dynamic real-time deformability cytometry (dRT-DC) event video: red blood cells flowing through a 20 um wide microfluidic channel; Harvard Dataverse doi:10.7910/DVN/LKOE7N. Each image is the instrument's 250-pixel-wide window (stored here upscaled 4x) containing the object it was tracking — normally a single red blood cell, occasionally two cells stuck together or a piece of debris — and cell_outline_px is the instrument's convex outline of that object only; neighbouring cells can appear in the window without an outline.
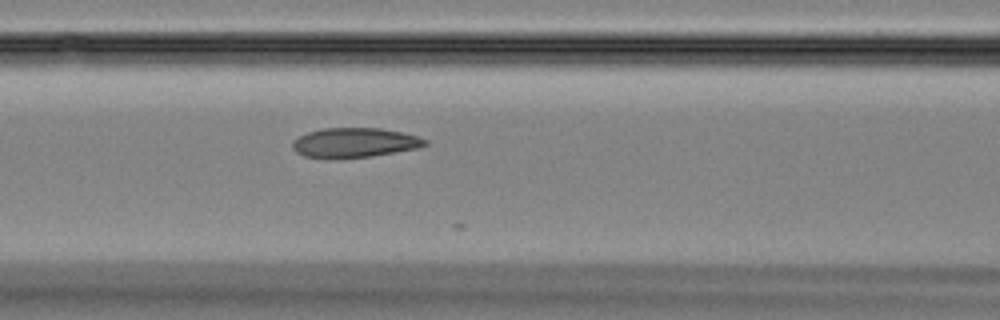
{"species": "Egyptian fruit bat (a non-hibernating species)", "species_latin": "Rousettus aegyptiacus", "temperature_condition": "room temperature", "stored_images_in_passage": 45, "camera_frame_rate_fps": 3000, "um_per_image_px": 0.085, "animal": {"sex": "female"}, "frame": {"image": 1, "passage_image": 7, "time_ms": 2.0, "image_size_px": [1000, 320], "cell_outline_px": [[428, 144], [420, 148], [372, 156], [336, 160], [304, 156], [296, 152], [292, 148], [292, 140], [308, 132], [324, 128], [380, 128], [420, 136], [428, 140]], "centroid_in_image_um": [30.14, 12.15], "position_along_channel_um": 136.5, "area_um2": 23.35}}